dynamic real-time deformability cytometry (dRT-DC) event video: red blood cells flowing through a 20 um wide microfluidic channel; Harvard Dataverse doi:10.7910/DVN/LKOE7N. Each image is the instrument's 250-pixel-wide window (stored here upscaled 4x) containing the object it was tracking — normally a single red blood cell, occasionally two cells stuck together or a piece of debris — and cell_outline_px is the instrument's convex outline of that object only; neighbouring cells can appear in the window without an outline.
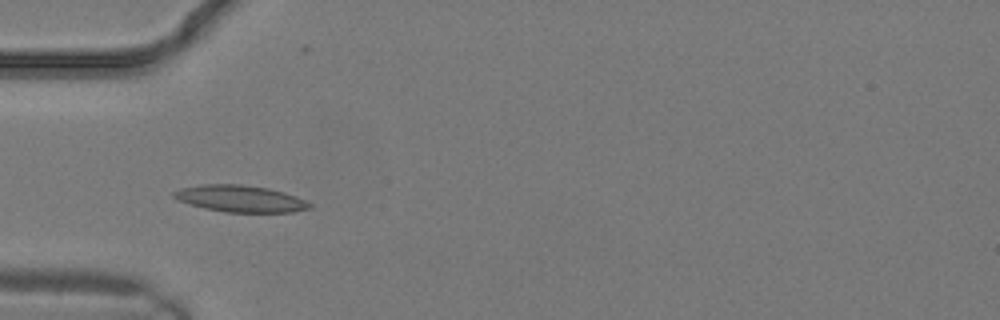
{"species": "common noctule bat (a hibernating species)", "species_latin": "Nyctalus noctula", "temperature_condition": "warm", "stored_images_in_passage": 11, "camera_frame_rate_fps": 3000, "um_per_image_px": 0.085, "animal": {"sex": "male", "body_mass_g": 19.2, "forearm_length_mm": 51.8}, "frame": {"image": 1, "passage_image": 8, "time_ms": 2.333, "image_size_px": [1000, 320], "cell_outline_px": [[312, 208], [292, 212], [224, 212], [204, 208], [180, 200], [172, 196], [172, 192], [180, 188], [204, 184], [240, 184], [268, 188], [284, 192], [296, 196], [312, 204]], "centroid_in_image_um": [20.45, 16.88], "position_along_channel_um": 64.6, "area_um2": 21.04}}
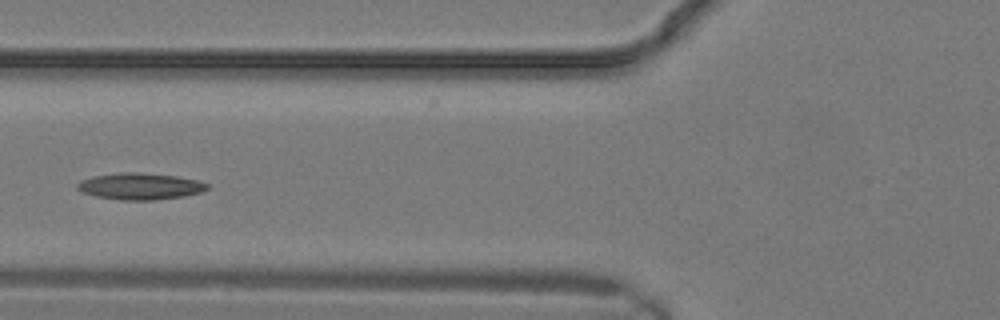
{"frame": {"image": 2, "passage_image": 10, "time_ms": 3.0, "image_size_px": [1000, 320], "cell_outline_px": [[208, 188], [200, 192], [184, 196], [156, 200], [124, 200], [96, 196], [80, 192], [76, 188], [76, 184], [80, 180], [92, 176], [120, 172], [136, 172], [176, 176], [196, 180], [208, 184]], "centroid_in_image_um": [11.85, 15.83], "position_along_channel_um": 113.9, "area_um2": 20.11}}